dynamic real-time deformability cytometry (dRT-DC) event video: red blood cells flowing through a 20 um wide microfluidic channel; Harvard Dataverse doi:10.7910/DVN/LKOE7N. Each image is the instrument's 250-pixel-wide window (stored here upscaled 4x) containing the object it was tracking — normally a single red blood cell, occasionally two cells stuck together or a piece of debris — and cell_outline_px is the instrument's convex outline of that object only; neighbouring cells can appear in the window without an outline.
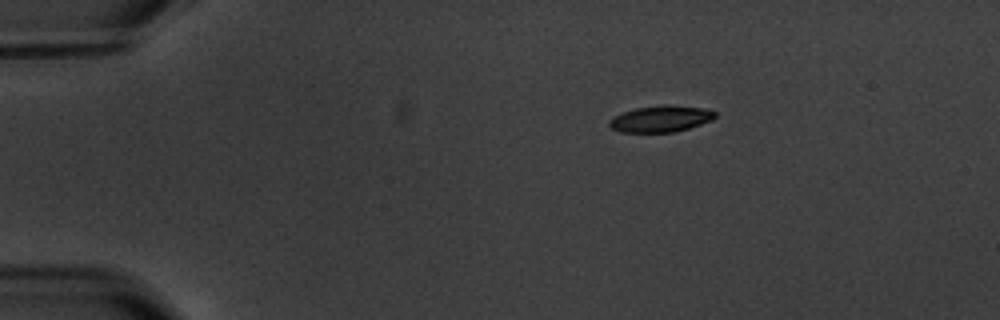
{"species": "common noctule bat (a hibernating species)", "species_latin": "Nyctalus noctula", "temperature_condition": "warm", "stored_images_in_passage": 5, "camera_frame_rate_fps": 3000, "um_per_image_px": 0.085, "animal": {"sex": "male", "body_mass_g": 20.1, "forearm_length_mm": 53.5}, "frame": {"image": 1, "passage_image": 1, "time_ms": 0.0, "image_size_px": [1000, 320], "cell_outline_px": [[716, 116], [712, 120], [688, 128], [672, 132], [620, 132], [612, 128], [608, 124], [608, 120], [624, 112], [636, 108], [704, 108], [716, 112]], "centroid_in_image_um": [56.13, 10.16], "position_along_channel_um": 28.9, "area_um2": 15.14}}
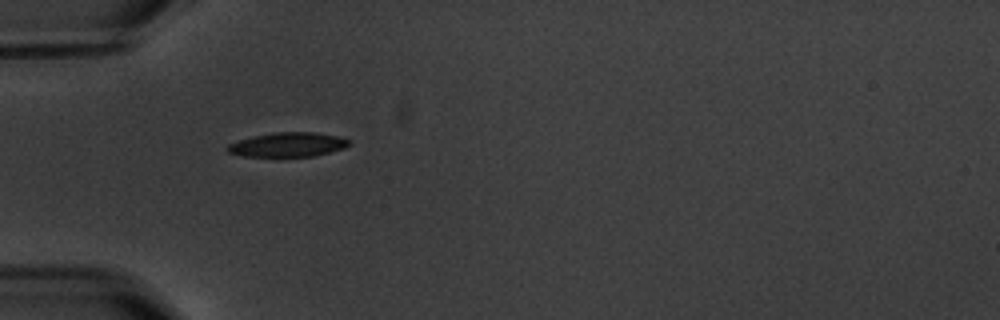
{"frame": {"image": 2, "passage_image": 3, "time_ms": 2.667, "image_size_px": [1000, 320], "cell_outline_px": [[352, 144], [344, 148], [312, 156], [244, 156], [228, 152], [224, 148], [228, 144], [240, 140], [272, 132], [316, 132], [336, 136], [348, 140]], "centroid_in_image_um": [24.46, 12.29], "position_along_channel_um": 60.5, "area_um2": 16.99}}